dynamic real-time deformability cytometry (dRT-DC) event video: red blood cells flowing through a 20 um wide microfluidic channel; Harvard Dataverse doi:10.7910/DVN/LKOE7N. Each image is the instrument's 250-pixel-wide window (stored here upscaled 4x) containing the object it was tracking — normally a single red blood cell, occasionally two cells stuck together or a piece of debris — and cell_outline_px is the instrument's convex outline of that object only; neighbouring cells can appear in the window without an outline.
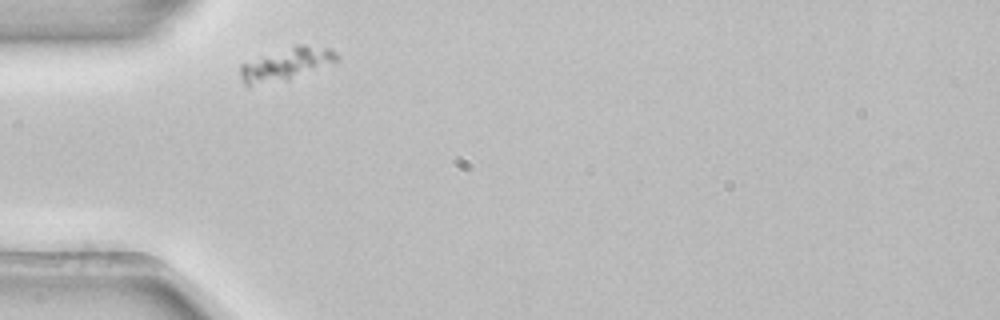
{"species": "common noctule bat (a hibernating species)", "species_latin": "Nyctalus noctula", "temperature_condition": "room temperature", "stored_images_in_passage": 3, "camera_frame_rate_fps": 3000, "um_per_image_px": 0.085, "animal": {"sex": "female", "body_mass_g": 22.7, "forearm_length_mm": 54.2}, "frame": {"image": 1, "passage_image": 1, "time_ms": 0.0, "image_size_px": [1000, 320], "cell_outline_px": [[340, 60], [288, 80], [248, 88], [244, 84], [240, 76], [240, 64], [300, 44], [304, 44], [328, 48], [336, 52], [340, 56]], "centroid_in_image_um": [24.31, 5.5], "position_along_channel_um": 60.7, "area_um2": 18.26}}